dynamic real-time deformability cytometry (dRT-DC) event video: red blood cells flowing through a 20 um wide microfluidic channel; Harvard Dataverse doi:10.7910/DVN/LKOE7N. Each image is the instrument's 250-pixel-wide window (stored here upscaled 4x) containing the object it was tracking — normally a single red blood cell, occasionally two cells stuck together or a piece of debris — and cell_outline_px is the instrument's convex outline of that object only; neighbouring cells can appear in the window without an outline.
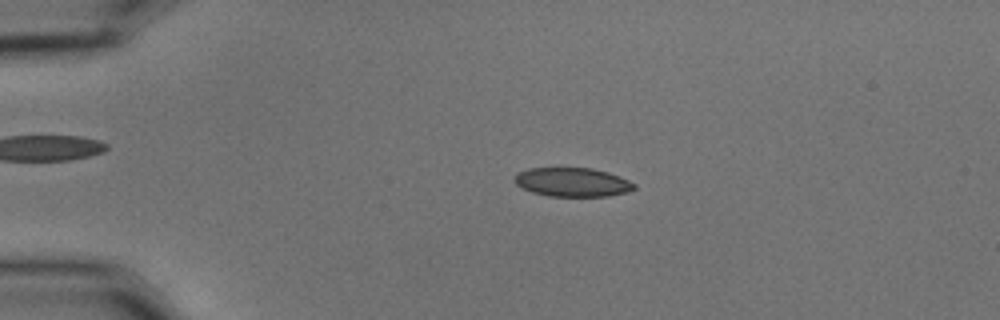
{"species": "common noctule bat (a hibernating species)", "species_latin": "Nyctalus noctula", "temperature_condition": "cold", "stored_images_in_passage": 56, "camera_frame_rate_fps": 3000, "um_per_image_px": 0.085, "animal": {"sex": "male", "body_mass_g": 15.6}, "frame": {"image": 1, "passage_image": 12, "time_ms": 3.667, "image_size_px": [1000, 320], "cell_outline_px": [[636, 188], [628, 192], [608, 196], [548, 196], [532, 192], [516, 184], [512, 180], [516, 172], [528, 168], [592, 168], [608, 172], [620, 176], [636, 184]], "centroid_in_image_um": [48.65, 15.48], "position_along_channel_um": 36.4, "area_um2": 20.35}}
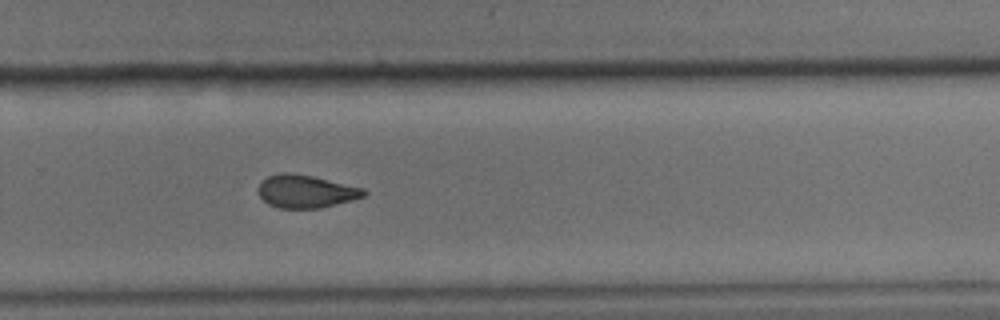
{"frame": {"image": 2, "passage_image": 38, "time_ms": 12.333, "image_size_px": [1000, 320], "cell_outline_px": [[368, 192], [364, 196], [352, 200], [320, 208], [280, 208], [268, 204], [260, 196], [260, 180], [268, 176], [280, 172], [288, 172], [312, 176], [364, 188]], "centroid_in_image_um": [26.0, 16.26], "position_along_channel_um": 303.8, "area_um2": 20.11}}
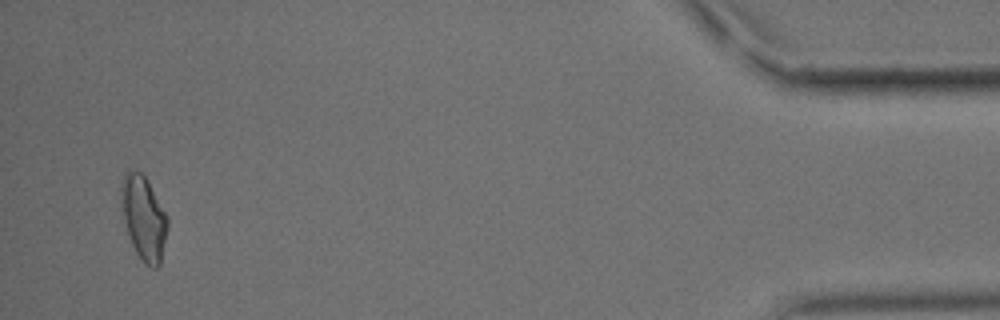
{"frame": {"image": 3, "passage_image": 54, "time_ms": 17.667, "image_size_px": [1000, 320], "cell_outline_px": [[168, 228], [160, 264], [156, 268], [152, 268], [144, 264], [136, 252], [132, 244], [124, 220], [120, 204], [120, 184], [124, 172], [140, 172], [148, 180], [168, 216]], "centroid_in_image_um": [12.21, 18.51], "position_along_channel_um": 423.0, "area_um2": 22.83}, "authors_computed_cell_mechanics": {"area_um2": 20.6924, "velocity_mm_per_s": 3.5862, "shape_relaxation_time_tau1_ms": 4.6797, "shape_relaxation_time_tau2_ms": 4.5228, "deformation_change_tau1": 0.1208, "deformation_change_tau2": 0.0922}}